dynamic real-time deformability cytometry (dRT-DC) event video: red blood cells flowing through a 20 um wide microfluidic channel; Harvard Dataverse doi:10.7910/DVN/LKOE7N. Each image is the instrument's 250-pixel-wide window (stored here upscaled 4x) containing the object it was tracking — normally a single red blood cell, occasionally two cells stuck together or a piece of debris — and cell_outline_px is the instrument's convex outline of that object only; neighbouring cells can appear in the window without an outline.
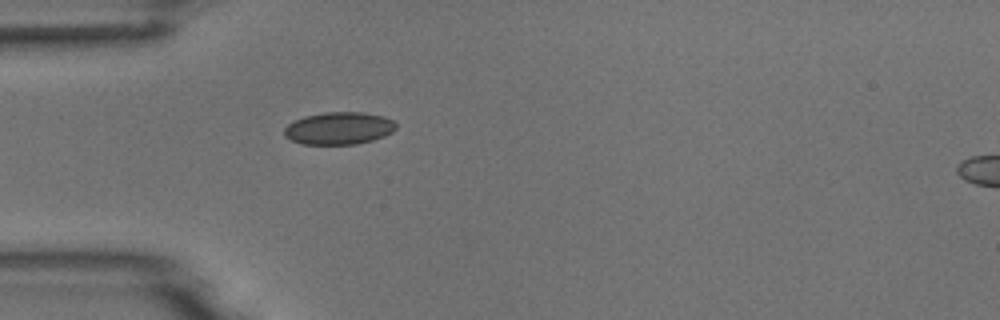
{"species": "common noctule bat (a hibernating species)", "species_latin": "Nyctalus noctula", "temperature_condition": "room temperature", "stored_images_in_passage": 6, "camera_frame_rate_fps": 3000, "um_per_image_px": 0.085, "animal": {"sex": "male", "body_mass_g": 18.8}, "frame": {"image": 1, "passage_image": 6, "time_ms": 6.0, "image_size_px": [1000, 320], "cell_outline_px": [[396, 128], [392, 132], [384, 136], [372, 140], [356, 144], [304, 144], [292, 140], [284, 136], [284, 128], [288, 124], [304, 116], [324, 112], [364, 112], [384, 116], [392, 120], [396, 124]], "centroid_in_image_um": [28.81, 10.89], "position_along_channel_um": 56.2, "area_um2": 21.1}}